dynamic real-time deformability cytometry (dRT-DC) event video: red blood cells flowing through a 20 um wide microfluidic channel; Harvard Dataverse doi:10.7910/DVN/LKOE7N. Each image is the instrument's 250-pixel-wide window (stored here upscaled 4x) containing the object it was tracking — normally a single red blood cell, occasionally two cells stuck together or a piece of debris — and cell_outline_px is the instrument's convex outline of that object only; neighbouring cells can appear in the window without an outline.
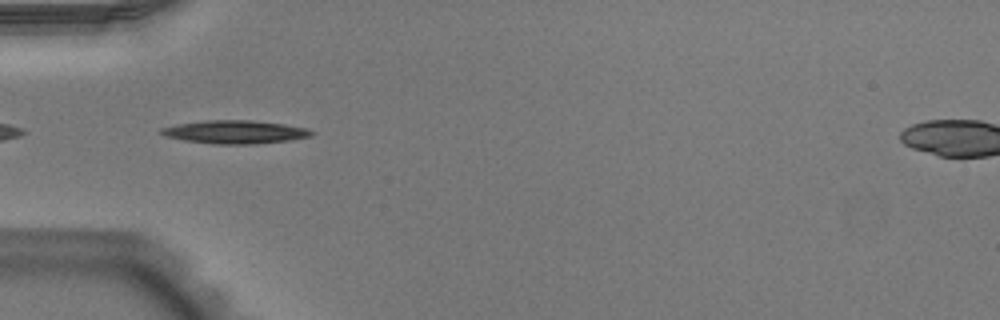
{"species": "Egyptian fruit bat (a non-hibernating species)", "species_latin": "Rousettus aegyptiacus", "temperature_condition": "warm", "stored_images_in_passage": 38, "camera_frame_rate_fps": 3000, "um_per_image_px": 0.085, "animal": {"sex": "male"}, "frame": {"image": 1, "passage_image": 3, "time_ms": 0.667, "image_size_px": [1000, 320], "cell_outline_px": [[316, 132], [312, 136], [288, 140], [252, 144], [216, 144], [184, 140], [168, 136], [160, 132], [160, 128], [180, 124], [204, 120], [252, 120], [284, 124], [308, 128]], "centroid_in_image_um": [20.04, 11.21], "position_along_channel_um": 65.0, "area_um2": 20.17}}
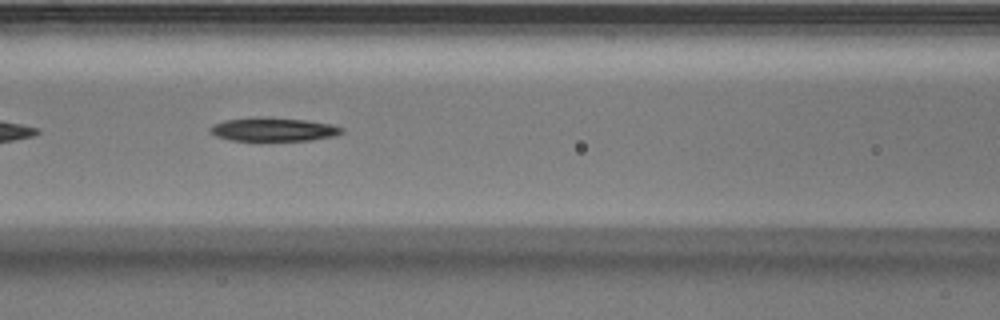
{"frame": {"image": 2, "passage_image": 9, "time_ms": 2.667, "image_size_px": [1000, 320], "cell_outline_px": [[344, 132], [332, 136], [308, 140], [232, 140], [216, 136], [208, 128], [212, 124], [224, 120], [260, 116], [304, 120], [328, 124], [344, 128]], "centroid_in_image_um": [23.19, 10.98], "position_along_channel_um": 143.4, "area_um2": 17.86}}
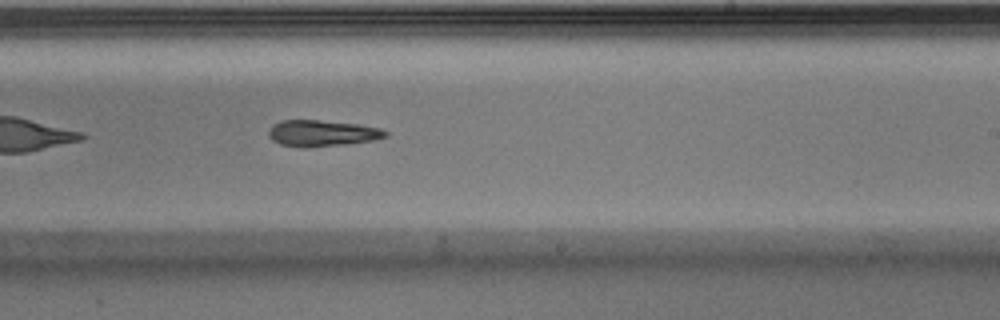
{"frame": {"image": 3, "passage_image": 18, "time_ms": 5.667, "image_size_px": [1000, 320], "cell_outline_px": [[388, 136], [376, 140], [344, 144], [280, 144], [272, 140], [268, 136], [268, 128], [272, 124], [280, 120], [320, 120], [360, 124], [380, 128], [388, 132]], "centroid_in_image_um": [27.42, 11.26], "position_along_channel_um": 261.6, "area_um2": 17.22}}